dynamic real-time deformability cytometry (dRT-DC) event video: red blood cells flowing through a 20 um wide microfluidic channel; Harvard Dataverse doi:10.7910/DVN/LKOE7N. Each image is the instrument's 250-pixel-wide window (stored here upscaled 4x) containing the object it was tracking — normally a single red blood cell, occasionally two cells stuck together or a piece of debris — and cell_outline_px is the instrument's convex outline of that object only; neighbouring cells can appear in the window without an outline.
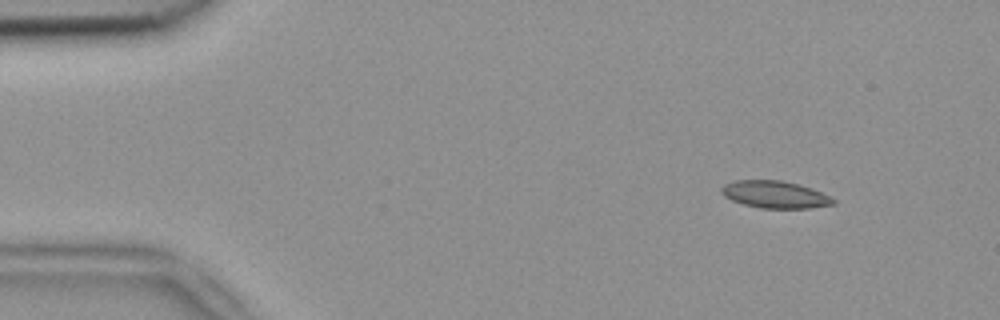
{"species": "common noctule bat (a hibernating species)", "species_latin": "Nyctalus noctula", "temperature_condition": "room temperature", "stored_images_in_passage": 4, "camera_frame_rate_fps": 3000, "um_per_image_px": 0.085, "animal": {"sex": "female", "body_mass_g": 18.4}, "frame": {"image": 1, "passage_image": 1, "time_ms": 0.0, "image_size_px": [1000, 320], "cell_outline_px": [[836, 204], [808, 208], [760, 208], [744, 204], [732, 200], [724, 196], [720, 192], [720, 188], [724, 184], [736, 180], [780, 180], [800, 184], [812, 188], [836, 200]], "centroid_in_image_um": [65.86, 16.53], "position_along_channel_um": 19.1, "area_um2": 17.74}}